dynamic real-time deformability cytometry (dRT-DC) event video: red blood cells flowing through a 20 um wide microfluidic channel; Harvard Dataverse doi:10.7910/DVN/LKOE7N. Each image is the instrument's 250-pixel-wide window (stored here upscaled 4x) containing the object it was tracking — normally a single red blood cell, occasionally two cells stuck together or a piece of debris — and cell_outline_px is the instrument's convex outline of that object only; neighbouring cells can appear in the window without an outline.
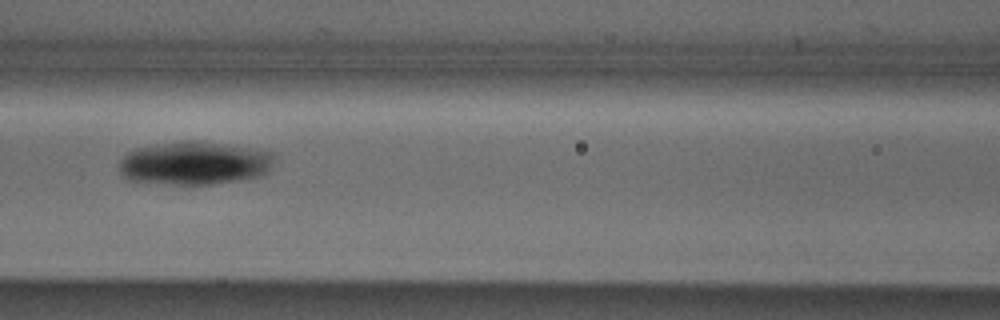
{"species": "Egyptian fruit bat (a non-hibernating species)", "species_latin": "Rousettus aegyptiacus", "temperature_condition": "cold", "stored_images_in_passage": 6, "camera_frame_rate_fps": 3000, "um_per_image_px": 0.085, "animal": {"sex": "male"}, "frame": {"image": 1, "passage_image": 6, "time_ms": 1.667, "image_size_px": [1000, 320], "cell_outline_px": [[272, 160], [268, 172], [260, 176], [240, 180], [212, 184], [172, 184], [128, 180], [120, 172], [120, 160], [128, 152], [136, 148], [156, 144], [184, 140], [196, 140], [248, 148], [272, 152]], "centroid_in_image_um": [16.49, 13.86], "position_along_channel_um": 150.1, "area_um2": 38.84}}